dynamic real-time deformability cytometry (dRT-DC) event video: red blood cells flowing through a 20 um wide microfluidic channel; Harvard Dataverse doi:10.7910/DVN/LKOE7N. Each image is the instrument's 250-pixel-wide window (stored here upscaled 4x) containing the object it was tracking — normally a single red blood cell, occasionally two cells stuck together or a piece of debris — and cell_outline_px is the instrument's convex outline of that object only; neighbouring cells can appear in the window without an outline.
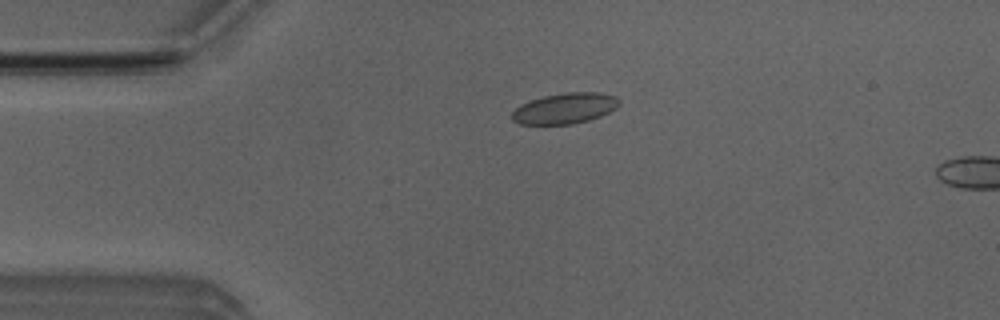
{"species": "Egyptian fruit bat (a non-hibernating species)", "species_latin": "Rousettus aegyptiacus", "temperature_condition": "room temperature", "stored_images_in_passage": 2, "camera_frame_rate_fps": 3000, "um_per_image_px": 0.085, "animal": {"sex": "male"}, "frame": {"image": 1, "passage_image": 2, "time_ms": 1.333, "image_size_px": [1000, 320], "cell_outline_px": [[620, 104], [616, 108], [600, 116], [588, 120], [572, 124], [520, 124], [512, 120], [512, 112], [520, 104], [528, 100], [544, 96], [564, 92], [600, 92], [616, 96], [620, 100]], "centroid_in_image_um": [48.01, 9.19], "position_along_channel_um": 37.0, "area_um2": 19.31}}